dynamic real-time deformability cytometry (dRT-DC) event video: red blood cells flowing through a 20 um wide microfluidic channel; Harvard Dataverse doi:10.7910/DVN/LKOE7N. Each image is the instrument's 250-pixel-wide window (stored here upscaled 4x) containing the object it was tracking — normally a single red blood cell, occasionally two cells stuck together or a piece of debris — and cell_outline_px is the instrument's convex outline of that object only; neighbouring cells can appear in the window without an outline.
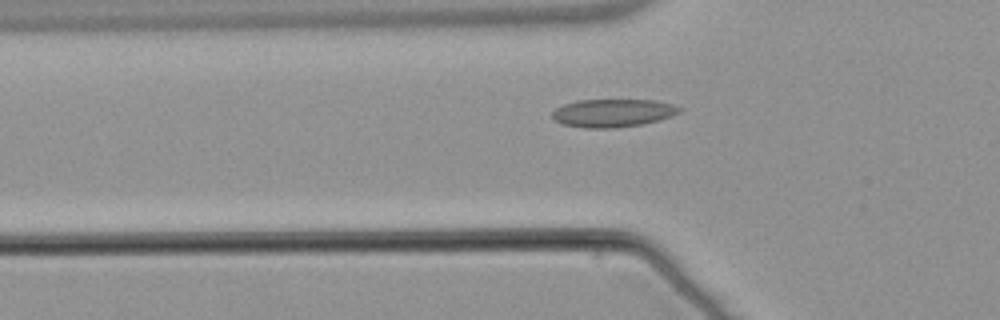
{"species": "common noctule bat (a hibernating species)", "species_latin": "Nyctalus noctula", "temperature_condition": "warm", "stored_images_in_passage": 48, "camera_frame_rate_fps": 3000, "um_per_image_px": 0.085, "animal": {"sex": "male", "body_mass_g": 21.5, "forearm_length_mm": 52.0}, "frame": {"image": 1, "passage_image": 16, "time_ms": 5.0, "image_size_px": [1000, 320], "cell_outline_px": [[684, 108], [680, 112], [672, 116], [660, 120], [644, 124], [612, 128], [584, 128], [564, 124], [556, 120], [552, 116], [552, 112], [556, 108], [564, 104], [576, 100], [656, 100], [672, 104]], "centroid_in_image_um": [52.14, 9.6], "position_along_channel_um": 73.7, "area_um2": 20.87}}
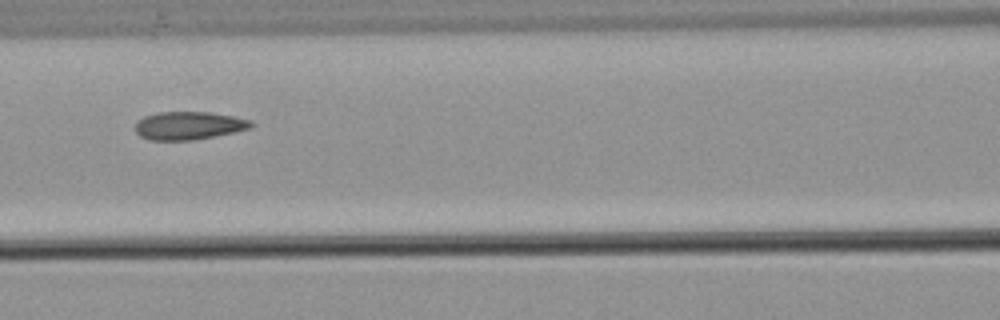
{"frame": {"image": 2, "passage_image": 22, "time_ms": 7.0, "image_size_px": [1000, 320], "cell_outline_px": [[256, 124], [252, 128], [196, 140], [148, 140], [140, 136], [136, 132], [136, 120], [144, 116], [160, 112], [208, 112], [232, 116], [252, 120]], "centroid_in_image_um": [16.06, 10.68], "position_along_channel_um": 150.5, "area_um2": 19.07}}
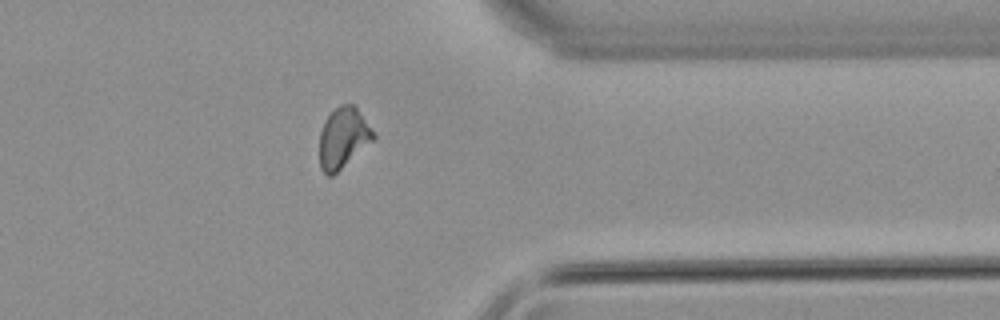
{"frame": {"image": 3, "passage_image": 41, "time_ms": 13.333, "image_size_px": [1000, 320], "cell_outline_px": [[376, 136], [372, 140], [332, 176], [328, 176], [320, 168], [320, 132], [324, 120], [340, 104], [356, 104]], "centroid_in_image_um": [29.16, 11.68], "position_along_channel_um": 382.2, "area_um2": 18.73}}